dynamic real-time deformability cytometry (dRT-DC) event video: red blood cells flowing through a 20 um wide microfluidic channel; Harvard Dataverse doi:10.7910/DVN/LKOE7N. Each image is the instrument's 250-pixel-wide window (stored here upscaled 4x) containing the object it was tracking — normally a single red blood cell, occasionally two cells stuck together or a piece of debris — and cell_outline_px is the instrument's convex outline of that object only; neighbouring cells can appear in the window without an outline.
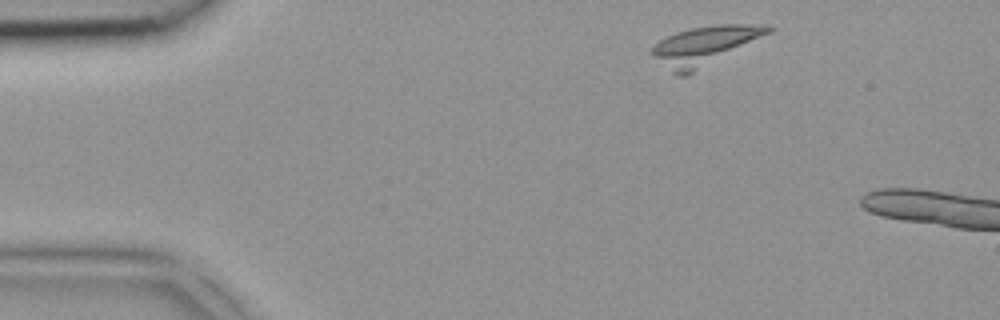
{"species": "common noctule bat (a hibernating species)", "species_latin": "Nyctalus noctula", "temperature_condition": "room temperature", "stored_images_in_passage": 2, "camera_frame_rate_fps": 3000, "um_per_image_px": 0.085, "animal": {"sex": "female", "body_mass_g": 18.4}, "frame": {"image": 1, "passage_image": 1, "time_ms": 0.0, "image_size_px": [1000, 320], "cell_outline_px": [[776, 28], [772, 32], [688, 76], [676, 76], [648, 52], [652, 44], [676, 32], [692, 28], [716, 24], [744, 24]], "centroid_in_image_um": [59.83, 3.9], "position_along_channel_um": 25.2, "area_um2": 26.36}}